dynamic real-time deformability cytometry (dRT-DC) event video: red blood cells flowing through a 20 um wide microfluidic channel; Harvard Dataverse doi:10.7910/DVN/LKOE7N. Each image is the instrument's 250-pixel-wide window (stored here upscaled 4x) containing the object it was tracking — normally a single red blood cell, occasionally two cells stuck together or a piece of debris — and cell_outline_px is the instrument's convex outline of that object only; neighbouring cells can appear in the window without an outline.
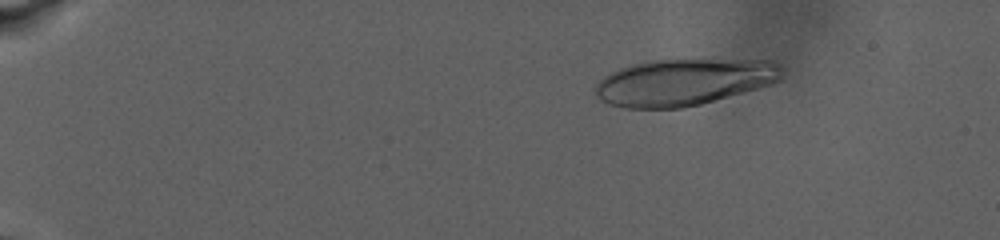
{"species": "human", "species_latin": "Homo sapiens", "temperature_condition": "warm", "stored_images_in_passage": 105, "camera_frame_rate_fps": 3000, "um_per_image_px": 0.085, "donor": {"sex": "male"}, "frame": {"image": 1, "passage_image": 8, "time_ms": 1.667, "image_size_px": [1000, 240], "cell_outline_px": [[784, 76], [780, 80], [772, 84], [760, 88], [700, 104], [684, 108], [624, 108], [608, 104], [600, 100], [596, 96], [596, 84], [604, 76], [620, 68], [644, 60], [768, 60], [776, 64], [780, 68]], "centroid_in_image_um": [58.11, 6.98], "position_along_channel_um": 26.9, "area_um2": 50.75}}
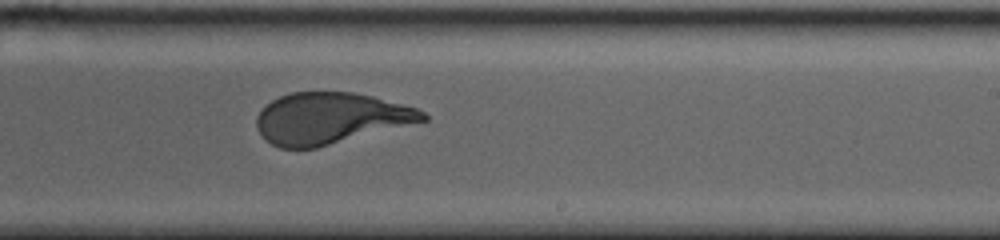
{"frame": {"image": 2, "passage_image": 71, "time_ms": 15.333, "image_size_px": [1000, 240], "cell_outline_px": [[428, 120], [316, 148], [280, 148], [272, 144], [256, 128], [256, 116], [272, 100], [280, 96], [292, 92], [352, 92], [372, 96], [416, 108], [424, 112], [428, 116]], "centroid_in_image_um": [28.08, 10.05], "position_along_channel_um": 260.9, "area_um2": 49.25}}
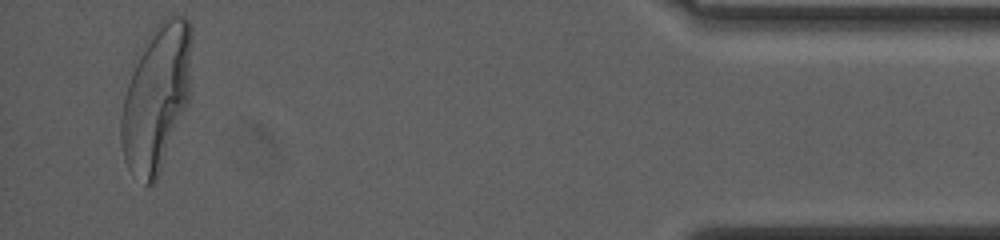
{"frame": {"image": 3, "passage_image": 102, "time_ms": 23.667, "image_size_px": [1000, 240], "cell_outline_px": [[192, 40], [188, 104], [160, 172], [156, 180], [152, 184], [144, 184], [128, 168], [124, 160], [120, 144], [120, 116], [124, 96], [132, 60], [136, 52], [144, 40], [156, 24], [164, 16], [172, 12], [176, 12], [184, 16], [192, 24]], "centroid_in_image_um": [13.28, 8.19], "position_along_channel_um": 421.9, "area_um2": 61.56}}